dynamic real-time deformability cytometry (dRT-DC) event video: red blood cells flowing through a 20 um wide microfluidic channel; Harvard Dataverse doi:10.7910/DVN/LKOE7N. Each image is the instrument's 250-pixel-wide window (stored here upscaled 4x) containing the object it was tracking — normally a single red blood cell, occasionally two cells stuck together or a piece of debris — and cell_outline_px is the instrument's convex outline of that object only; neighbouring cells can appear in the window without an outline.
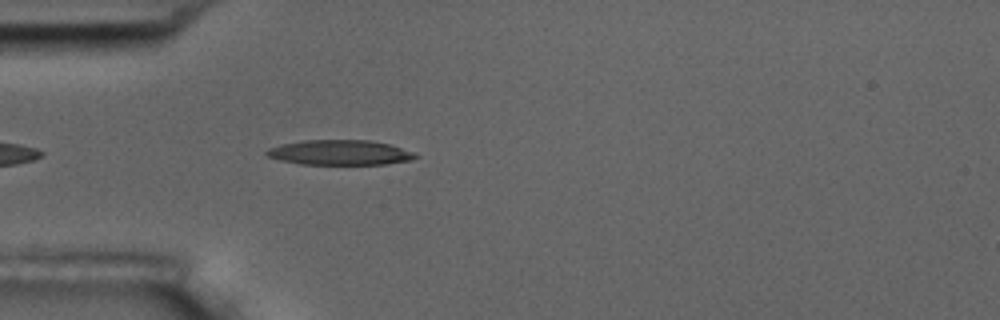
{"species": "common noctule bat (a hibernating species)", "species_latin": "Nyctalus noctula", "temperature_condition": "room temperature", "stored_images_in_passage": 2, "camera_frame_rate_fps": 3000, "um_per_image_px": 0.085, "animal": {"sex": "male", "body_mass_g": 17.5, "forearm_length_mm": 52.3}, "frame": {"image": 1, "passage_image": 2, "time_ms": 1.0, "image_size_px": [1000, 320], "cell_outline_px": [[420, 156], [412, 160], [384, 164], [300, 164], [280, 160], [268, 156], [264, 152], [268, 148], [284, 144], [304, 140], [368, 140], [388, 144], [412, 152]], "centroid_in_image_um": [28.88, 12.97], "position_along_channel_um": 56.1, "area_um2": 21.44}}